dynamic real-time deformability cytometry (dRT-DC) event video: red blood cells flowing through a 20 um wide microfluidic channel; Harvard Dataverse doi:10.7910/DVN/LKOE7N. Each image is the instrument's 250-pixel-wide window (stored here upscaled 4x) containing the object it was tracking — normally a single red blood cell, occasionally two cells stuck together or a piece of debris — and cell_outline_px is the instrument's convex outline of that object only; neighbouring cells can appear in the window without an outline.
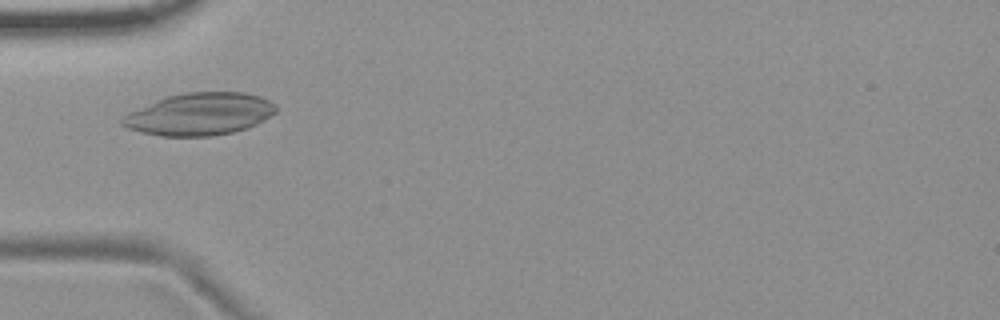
{"species": "common noctule bat (a hibernating species)", "species_latin": "Nyctalus noctula", "temperature_condition": "room temperature", "stored_images_in_passage": 41, "camera_frame_rate_fps": 3000, "um_per_image_px": 0.085, "animal": {"sex": "female", "body_mass_g": 19.9}, "frame": {"image": 1, "passage_image": 4, "time_ms": 1.0, "image_size_px": [1000, 320], "cell_outline_px": [[276, 112], [264, 120], [256, 124], [232, 132], [212, 136], [160, 136], [140, 132], [128, 128], [120, 124], [120, 120], [128, 112], [168, 96], [188, 92], [244, 92], [260, 96], [276, 104]], "centroid_in_image_um": [16.97, 9.7], "position_along_channel_um": 68.0, "area_um2": 37.69}}
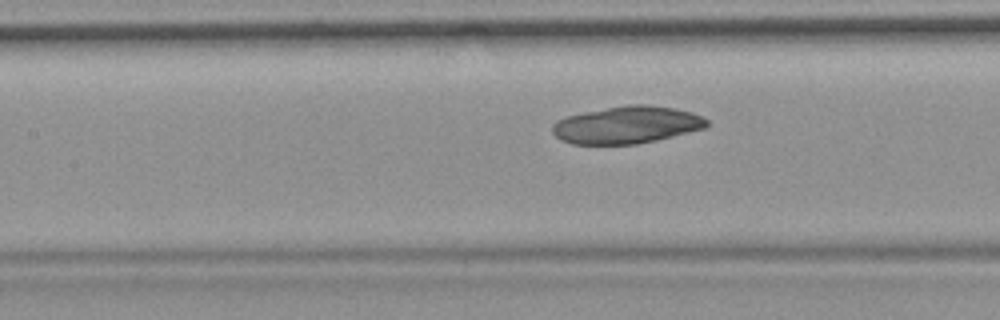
{"frame": {"image": 2, "passage_image": 11, "time_ms": 3.333, "image_size_px": [1000, 320], "cell_outline_px": [[708, 124], [704, 128], [656, 140], [636, 144], [572, 144], [560, 140], [552, 132], [552, 124], [556, 120], [564, 116], [584, 112], [628, 104], [648, 104], [676, 108], [692, 112], [704, 116], [708, 120]], "centroid_in_image_um": [53.26, 10.6], "position_along_channel_um": 154.1, "area_um2": 33.76}}
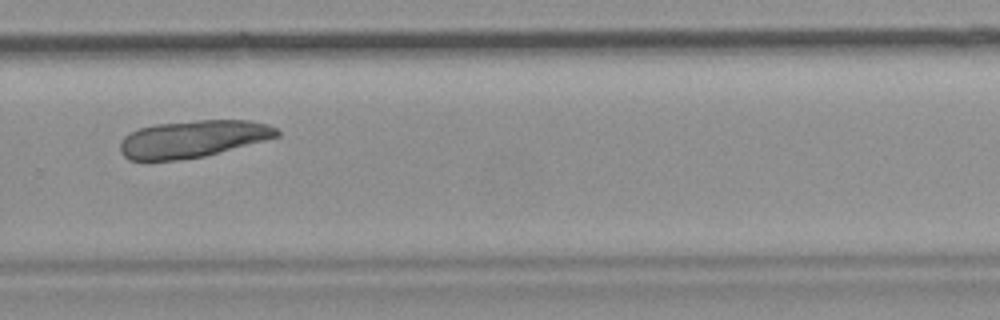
{"frame": {"image": 3, "passage_image": 24, "time_ms": 7.667, "image_size_px": [1000, 320], "cell_outline_px": [[280, 136], [204, 156], [176, 160], [128, 160], [120, 152], [120, 140], [128, 132], [140, 128], [156, 124], [196, 120], [248, 120], [268, 124], [276, 128], [280, 132]], "centroid_in_image_um": [16.36, 11.8], "position_along_channel_um": 313.4, "area_um2": 33.93}}